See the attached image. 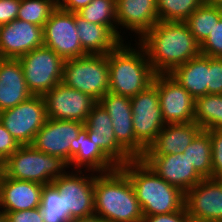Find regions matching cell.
Listing matches in <instances>:
<instances>
[{
  "mask_svg": "<svg viewBox=\"0 0 222 222\" xmlns=\"http://www.w3.org/2000/svg\"><path fill=\"white\" fill-rule=\"evenodd\" d=\"M77 33L82 48L88 54H108L122 41L110 28L89 22L75 13Z\"/></svg>",
  "mask_w": 222,
  "mask_h": 222,
  "instance_id": "obj_25",
  "label": "cell"
},
{
  "mask_svg": "<svg viewBox=\"0 0 222 222\" xmlns=\"http://www.w3.org/2000/svg\"><path fill=\"white\" fill-rule=\"evenodd\" d=\"M135 37V46H138L133 48L131 43L122 42L107 54L109 91L129 98L150 86L156 75L145 49L136 41L137 36Z\"/></svg>",
  "mask_w": 222,
  "mask_h": 222,
  "instance_id": "obj_4",
  "label": "cell"
},
{
  "mask_svg": "<svg viewBox=\"0 0 222 222\" xmlns=\"http://www.w3.org/2000/svg\"><path fill=\"white\" fill-rule=\"evenodd\" d=\"M212 149L210 135L202 130L183 152L203 178H212Z\"/></svg>",
  "mask_w": 222,
  "mask_h": 222,
  "instance_id": "obj_29",
  "label": "cell"
},
{
  "mask_svg": "<svg viewBox=\"0 0 222 222\" xmlns=\"http://www.w3.org/2000/svg\"><path fill=\"white\" fill-rule=\"evenodd\" d=\"M184 207L192 222H222V179L201 180L185 192Z\"/></svg>",
  "mask_w": 222,
  "mask_h": 222,
  "instance_id": "obj_14",
  "label": "cell"
},
{
  "mask_svg": "<svg viewBox=\"0 0 222 222\" xmlns=\"http://www.w3.org/2000/svg\"><path fill=\"white\" fill-rule=\"evenodd\" d=\"M208 94H222L221 57H208Z\"/></svg>",
  "mask_w": 222,
  "mask_h": 222,
  "instance_id": "obj_36",
  "label": "cell"
},
{
  "mask_svg": "<svg viewBox=\"0 0 222 222\" xmlns=\"http://www.w3.org/2000/svg\"><path fill=\"white\" fill-rule=\"evenodd\" d=\"M95 215L106 222H141L143 212L133 186L120 168L96 173L94 178Z\"/></svg>",
  "mask_w": 222,
  "mask_h": 222,
  "instance_id": "obj_2",
  "label": "cell"
},
{
  "mask_svg": "<svg viewBox=\"0 0 222 222\" xmlns=\"http://www.w3.org/2000/svg\"><path fill=\"white\" fill-rule=\"evenodd\" d=\"M41 213L44 222H70L65 211L64 195L53 184L44 185L41 193Z\"/></svg>",
  "mask_w": 222,
  "mask_h": 222,
  "instance_id": "obj_31",
  "label": "cell"
},
{
  "mask_svg": "<svg viewBox=\"0 0 222 222\" xmlns=\"http://www.w3.org/2000/svg\"><path fill=\"white\" fill-rule=\"evenodd\" d=\"M90 141L96 145L118 166L133 158L117 143L108 112L96 102L84 123Z\"/></svg>",
  "mask_w": 222,
  "mask_h": 222,
  "instance_id": "obj_18",
  "label": "cell"
},
{
  "mask_svg": "<svg viewBox=\"0 0 222 222\" xmlns=\"http://www.w3.org/2000/svg\"><path fill=\"white\" fill-rule=\"evenodd\" d=\"M210 2L222 10V0H210Z\"/></svg>",
  "mask_w": 222,
  "mask_h": 222,
  "instance_id": "obj_43",
  "label": "cell"
},
{
  "mask_svg": "<svg viewBox=\"0 0 222 222\" xmlns=\"http://www.w3.org/2000/svg\"><path fill=\"white\" fill-rule=\"evenodd\" d=\"M130 99L135 138L148 149L166 125L162 117L157 86L152 83Z\"/></svg>",
  "mask_w": 222,
  "mask_h": 222,
  "instance_id": "obj_11",
  "label": "cell"
},
{
  "mask_svg": "<svg viewBox=\"0 0 222 222\" xmlns=\"http://www.w3.org/2000/svg\"><path fill=\"white\" fill-rule=\"evenodd\" d=\"M203 129L195 122L166 124L143 157L182 154Z\"/></svg>",
  "mask_w": 222,
  "mask_h": 222,
  "instance_id": "obj_22",
  "label": "cell"
},
{
  "mask_svg": "<svg viewBox=\"0 0 222 222\" xmlns=\"http://www.w3.org/2000/svg\"><path fill=\"white\" fill-rule=\"evenodd\" d=\"M62 83L89 95L98 102L109 92L107 54H87L65 60Z\"/></svg>",
  "mask_w": 222,
  "mask_h": 222,
  "instance_id": "obj_6",
  "label": "cell"
},
{
  "mask_svg": "<svg viewBox=\"0 0 222 222\" xmlns=\"http://www.w3.org/2000/svg\"><path fill=\"white\" fill-rule=\"evenodd\" d=\"M194 122L203 130H222V94H206L196 98Z\"/></svg>",
  "mask_w": 222,
  "mask_h": 222,
  "instance_id": "obj_27",
  "label": "cell"
},
{
  "mask_svg": "<svg viewBox=\"0 0 222 222\" xmlns=\"http://www.w3.org/2000/svg\"><path fill=\"white\" fill-rule=\"evenodd\" d=\"M57 8V0H21L17 19L41 27Z\"/></svg>",
  "mask_w": 222,
  "mask_h": 222,
  "instance_id": "obj_33",
  "label": "cell"
},
{
  "mask_svg": "<svg viewBox=\"0 0 222 222\" xmlns=\"http://www.w3.org/2000/svg\"><path fill=\"white\" fill-rule=\"evenodd\" d=\"M25 82L32 95L45 96L62 82L64 60L45 46L20 57Z\"/></svg>",
  "mask_w": 222,
  "mask_h": 222,
  "instance_id": "obj_7",
  "label": "cell"
},
{
  "mask_svg": "<svg viewBox=\"0 0 222 222\" xmlns=\"http://www.w3.org/2000/svg\"><path fill=\"white\" fill-rule=\"evenodd\" d=\"M98 102L110 115L117 143L133 159H141L146 148L135 138L131 99L109 91Z\"/></svg>",
  "mask_w": 222,
  "mask_h": 222,
  "instance_id": "obj_12",
  "label": "cell"
},
{
  "mask_svg": "<svg viewBox=\"0 0 222 222\" xmlns=\"http://www.w3.org/2000/svg\"><path fill=\"white\" fill-rule=\"evenodd\" d=\"M116 0H92L77 13L85 20L110 28L122 41L116 18Z\"/></svg>",
  "mask_w": 222,
  "mask_h": 222,
  "instance_id": "obj_30",
  "label": "cell"
},
{
  "mask_svg": "<svg viewBox=\"0 0 222 222\" xmlns=\"http://www.w3.org/2000/svg\"><path fill=\"white\" fill-rule=\"evenodd\" d=\"M92 0H57V7L68 11L77 13L83 7H86Z\"/></svg>",
  "mask_w": 222,
  "mask_h": 222,
  "instance_id": "obj_41",
  "label": "cell"
},
{
  "mask_svg": "<svg viewBox=\"0 0 222 222\" xmlns=\"http://www.w3.org/2000/svg\"><path fill=\"white\" fill-rule=\"evenodd\" d=\"M43 43L64 61L88 54L78 37L75 13L58 7L43 26Z\"/></svg>",
  "mask_w": 222,
  "mask_h": 222,
  "instance_id": "obj_9",
  "label": "cell"
},
{
  "mask_svg": "<svg viewBox=\"0 0 222 222\" xmlns=\"http://www.w3.org/2000/svg\"><path fill=\"white\" fill-rule=\"evenodd\" d=\"M42 184L15 180L0 174V209L6 212L22 211L40 207Z\"/></svg>",
  "mask_w": 222,
  "mask_h": 222,
  "instance_id": "obj_21",
  "label": "cell"
},
{
  "mask_svg": "<svg viewBox=\"0 0 222 222\" xmlns=\"http://www.w3.org/2000/svg\"><path fill=\"white\" fill-rule=\"evenodd\" d=\"M31 96L19 60L0 58V112L17 106Z\"/></svg>",
  "mask_w": 222,
  "mask_h": 222,
  "instance_id": "obj_23",
  "label": "cell"
},
{
  "mask_svg": "<svg viewBox=\"0 0 222 222\" xmlns=\"http://www.w3.org/2000/svg\"><path fill=\"white\" fill-rule=\"evenodd\" d=\"M4 169V160L0 157V174L3 172Z\"/></svg>",
  "mask_w": 222,
  "mask_h": 222,
  "instance_id": "obj_45",
  "label": "cell"
},
{
  "mask_svg": "<svg viewBox=\"0 0 222 222\" xmlns=\"http://www.w3.org/2000/svg\"><path fill=\"white\" fill-rule=\"evenodd\" d=\"M70 222H106V221L103 218L94 214L89 217L75 218L72 219Z\"/></svg>",
  "mask_w": 222,
  "mask_h": 222,
  "instance_id": "obj_42",
  "label": "cell"
},
{
  "mask_svg": "<svg viewBox=\"0 0 222 222\" xmlns=\"http://www.w3.org/2000/svg\"><path fill=\"white\" fill-rule=\"evenodd\" d=\"M47 117L85 123L96 101L89 95L58 83L45 96Z\"/></svg>",
  "mask_w": 222,
  "mask_h": 222,
  "instance_id": "obj_16",
  "label": "cell"
},
{
  "mask_svg": "<svg viewBox=\"0 0 222 222\" xmlns=\"http://www.w3.org/2000/svg\"><path fill=\"white\" fill-rule=\"evenodd\" d=\"M82 171H67L52 182L60 194L64 195L65 211L72 219L95 214L94 178L96 174L87 171L90 175H86V172L84 174Z\"/></svg>",
  "mask_w": 222,
  "mask_h": 222,
  "instance_id": "obj_10",
  "label": "cell"
},
{
  "mask_svg": "<svg viewBox=\"0 0 222 222\" xmlns=\"http://www.w3.org/2000/svg\"><path fill=\"white\" fill-rule=\"evenodd\" d=\"M212 149V178L222 179V130H206Z\"/></svg>",
  "mask_w": 222,
  "mask_h": 222,
  "instance_id": "obj_35",
  "label": "cell"
},
{
  "mask_svg": "<svg viewBox=\"0 0 222 222\" xmlns=\"http://www.w3.org/2000/svg\"><path fill=\"white\" fill-rule=\"evenodd\" d=\"M68 168V164L59 157L41 152L32 145H20L4 161L2 173L15 180L49 185L63 175Z\"/></svg>",
  "mask_w": 222,
  "mask_h": 222,
  "instance_id": "obj_5",
  "label": "cell"
},
{
  "mask_svg": "<svg viewBox=\"0 0 222 222\" xmlns=\"http://www.w3.org/2000/svg\"><path fill=\"white\" fill-rule=\"evenodd\" d=\"M205 0H157L159 21L184 22Z\"/></svg>",
  "mask_w": 222,
  "mask_h": 222,
  "instance_id": "obj_32",
  "label": "cell"
},
{
  "mask_svg": "<svg viewBox=\"0 0 222 222\" xmlns=\"http://www.w3.org/2000/svg\"><path fill=\"white\" fill-rule=\"evenodd\" d=\"M202 55L222 58V17L215 22L213 30L200 45Z\"/></svg>",
  "mask_w": 222,
  "mask_h": 222,
  "instance_id": "obj_34",
  "label": "cell"
},
{
  "mask_svg": "<svg viewBox=\"0 0 222 222\" xmlns=\"http://www.w3.org/2000/svg\"><path fill=\"white\" fill-rule=\"evenodd\" d=\"M185 207L176 212L158 215H143L141 222H190Z\"/></svg>",
  "mask_w": 222,
  "mask_h": 222,
  "instance_id": "obj_40",
  "label": "cell"
},
{
  "mask_svg": "<svg viewBox=\"0 0 222 222\" xmlns=\"http://www.w3.org/2000/svg\"><path fill=\"white\" fill-rule=\"evenodd\" d=\"M43 27L16 19L0 25V58L19 59L43 47Z\"/></svg>",
  "mask_w": 222,
  "mask_h": 222,
  "instance_id": "obj_17",
  "label": "cell"
},
{
  "mask_svg": "<svg viewBox=\"0 0 222 222\" xmlns=\"http://www.w3.org/2000/svg\"><path fill=\"white\" fill-rule=\"evenodd\" d=\"M47 119L43 96L32 95L17 106L0 112L1 124L19 145H31Z\"/></svg>",
  "mask_w": 222,
  "mask_h": 222,
  "instance_id": "obj_8",
  "label": "cell"
},
{
  "mask_svg": "<svg viewBox=\"0 0 222 222\" xmlns=\"http://www.w3.org/2000/svg\"><path fill=\"white\" fill-rule=\"evenodd\" d=\"M131 181L143 215L169 214L184 208L185 193L158 176L142 159L120 166Z\"/></svg>",
  "mask_w": 222,
  "mask_h": 222,
  "instance_id": "obj_3",
  "label": "cell"
},
{
  "mask_svg": "<svg viewBox=\"0 0 222 222\" xmlns=\"http://www.w3.org/2000/svg\"><path fill=\"white\" fill-rule=\"evenodd\" d=\"M6 222H44L40 207L22 211L6 212Z\"/></svg>",
  "mask_w": 222,
  "mask_h": 222,
  "instance_id": "obj_37",
  "label": "cell"
},
{
  "mask_svg": "<svg viewBox=\"0 0 222 222\" xmlns=\"http://www.w3.org/2000/svg\"><path fill=\"white\" fill-rule=\"evenodd\" d=\"M222 17V10L210 1H204L184 22L201 45Z\"/></svg>",
  "mask_w": 222,
  "mask_h": 222,
  "instance_id": "obj_28",
  "label": "cell"
},
{
  "mask_svg": "<svg viewBox=\"0 0 222 222\" xmlns=\"http://www.w3.org/2000/svg\"><path fill=\"white\" fill-rule=\"evenodd\" d=\"M196 99L208 94V56L198 55L169 74Z\"/></svg>",
  "mask_w": 222,
  "mask_h": 222,
  "instance_id": "obj_26",
  "label": "cell"
},
{
  "mask_svg": "<svg viewBox=\"0 0 222 222\" xmlns=\"http://www.w3.org/2000/svg\"><path fill=\"white\" fill-rule=\"evenodd\" d=\"M153 83L157 86L165 124L194 122L195 99L185 88L169 74H156Z\"/></svg>",
  "mask_w": 222,
  "mask_h": 222,
  "instance_id": "obj_13",
  "label": "cell"
},
{
  "mask_svg": "<svg viewBox=\"0 0 222 222\" xmlns=\"http://www.w3.org/2000/svg\"><path fill=\"white\" fill-rule=\"evenodd\" d=\"M141 159L163 180L178 187L184 193L204 179L184 153Z\"/></svg>",
  "mask_w": 222,
  "mask_h": 222,
  "instance_id": "obj_19",
  "label": "cell"
},
{
  "mask_svg": "<svg viewBox=\"0 0 222 222\" xmlns=\"http://www.w3.org/2000/svg\"><path fill=\"white\" fill-rule=\"evenodd\" d=\"M68 167H73L74 170L86 168L83 172L92 171L95 173H105L118 168L94 141H90L85 128L71 143V162Z\"/></svg>",
  "mask_w": 222,
  "mask_h": 222,
  "instance_id": "obj_24",
  "label": "cell"
},
{
  "mask_svg": "<svg viewBox=\"0 0 222 222\" xmlns=\"http://www.w3.org/2000/svg\"><path fill=\"white\" fill-rule=\"evenodd\" d=\"M0 222H6V215L1 209H0Z\"/></svg>",
  "mask_w": 222,
  "mask_h": 222,
  "instance_id": "obj_44",
  "label": "cell"
},
{
  "mask_svg": "<svg viewBox=\"0 0 222 222\" xmlns=\"http://www.w3.org/2000/svg\"><path fill=\"white\" fill-rule=\"evenodd\" d=\"M21 0H0V25L17 19Z\"/></svg>",
  "mask_w": 222,
  "mask_h": 222,
  "instance_id": "obj_39",
  "label": "cell"
},
{
  "mask_svg": "<svg viewBox=\"0 0 222 222\" xmlns=\"http://www.w3.org/2000/svg\"><path fill=\"white\" fill-rule=\"evenodd\" d=\"M115 7L118 29L135 32L139 40L159 21L157 0H116Z\"/></svg>",
  "mask_w": 222,
  "mask_h": 222,
  "instance_id": "obj_20",
  "label": "cell"
},
{
  "mask_svg": "<svg viewBox=\"0 0 222 222\" xmlns=\"http://www.w3.org/2000/svg\"><path fill=\"white\" fill-rule=\"evenodd\" d=\"M19 144L0 122V157L5 161L18 148Z\"/></svg>",
  "mask_w": 222,
  "mask_h": 222,
  "instance_id": "obj_38",
  "label": "cell"
},
{
  "mask_svg": "<svg viewBox=\"0 0 222 222\" xmlns=\"http://www.w3.org/2000/svg\"><path fill=\"white\" fill-rule=\"evenodd\" d=\"M84 127V123L79 121L48 118L31 145L41 152L61 158L69 165L71 143L78 138L79 132Z\"/></svg>",
  "mask_w": 222,
  "mask_h": 222,
  "instance_id": "obj_15",
  "label": "cell"
},
{
  "mask_svg": "<svg viewBox=\"0 0 222 222\" xmlns=\"http://www.w3.org/2000/svg\"><path fill=\"white\" fill-rule=\"evenodd\" d=\"M155 74H170L201 54L185 22L158 21L140 40Z\"/></svg>",
  "mask_w": 222,
  "mask_h": 222,
  "instance_id": "obj_1",
  "label": "cell"
}]
</instances>
